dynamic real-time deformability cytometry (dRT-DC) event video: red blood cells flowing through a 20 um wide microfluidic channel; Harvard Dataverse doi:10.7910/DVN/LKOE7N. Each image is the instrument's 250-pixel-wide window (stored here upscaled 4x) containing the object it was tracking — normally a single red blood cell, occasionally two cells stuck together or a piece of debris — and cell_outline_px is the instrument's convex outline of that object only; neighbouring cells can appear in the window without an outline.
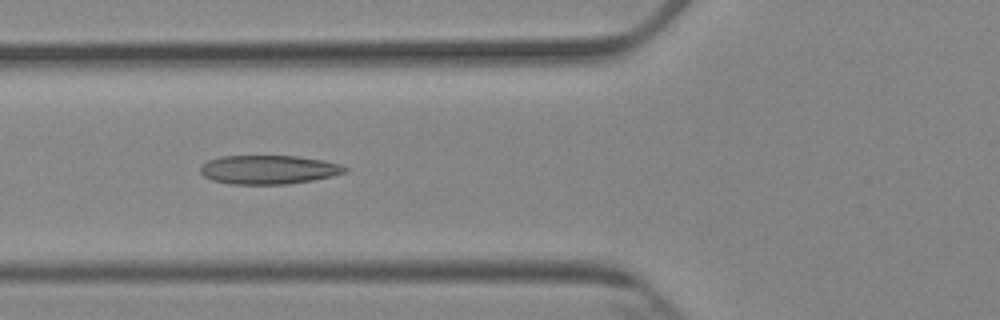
{"species": "Egyptian fruit bat (a non-hibernating species)", "species_latin": "Rousettus aegyptiacus", "temperature_condition": "cold", "stored_images_in_passage": 10, "camera_frame_rate_fps": 3000, "um_per_image_px": 0.085, "animal": {"sex": "female"}, "frame": {"image": 1, "passage_image": 6, "time_ms": 6.0, "image_size_px": [1000, 320], "cell_outline_px": [[348, 172], [332, 176], [312, 180], [288, 184], [228, 184], [212, 180], [204, 176], [200, 172], [200, 168], [208, 160], [220, 156], [296, 156], [324, 160], [340, 164], [348, 168]], "centroid_in_image_um": [22.85, 14.42], "position_along_channel_um": 103.0, "area_um2": 24.39}}
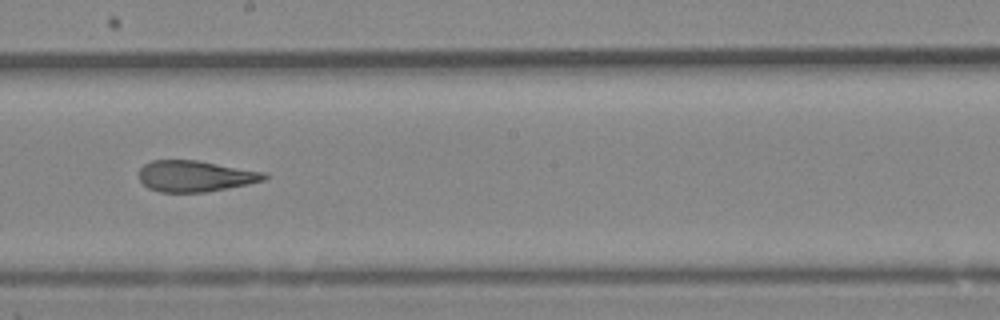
{"frame": {"image": 2, "passage_image": 9, "time_ms": 9.333, "image_size_px": [1000, 320], "cell_outline_px": [[268, 176], [264, 180], [248, 184], [204, 192], [160, 192], [148, 188], [140, 180], [140, 168], [144, 164], [152, 160], [196, 160], [264, 172]], "centroid_in_image_um": [16.57, 14.97], "position_along_channel_um": 231.6, "area_um2": 22.48}}
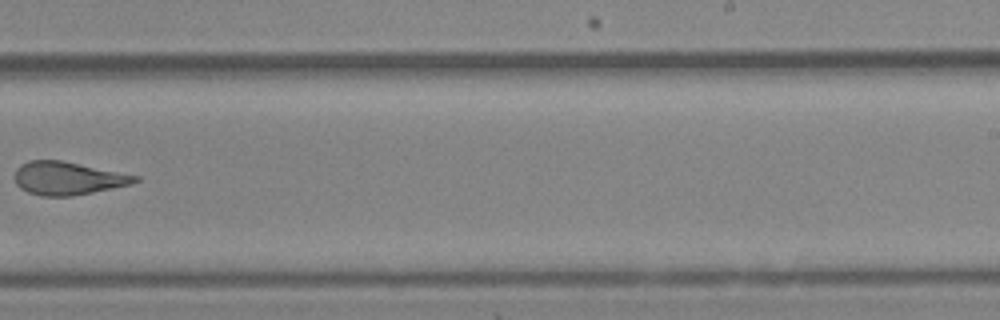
{"frame": {"image": 3, "passage_image": 10, "time_ms": 10.667, "image_size_px": [1000, 320], "cell_outline_px": [[140, 180], [132, 184], [72, 196], [40, 196], [28, 192], [20, 188], [16, 184], [16, 168], [20, 164], [28, 160], [64, 160], [140, 176]], "centroid_in_image_um": [5.77, 15.14], "position_along_channel_um": 283.2, "area_um2": 23.35}}